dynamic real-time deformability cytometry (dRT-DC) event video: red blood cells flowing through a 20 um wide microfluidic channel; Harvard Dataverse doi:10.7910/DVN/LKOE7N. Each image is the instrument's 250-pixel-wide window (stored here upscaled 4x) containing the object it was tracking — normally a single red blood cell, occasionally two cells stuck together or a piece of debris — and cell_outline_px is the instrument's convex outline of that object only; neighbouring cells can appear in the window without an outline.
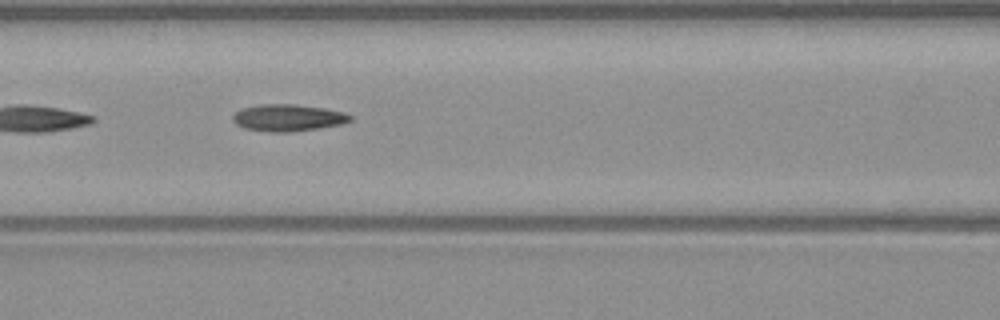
{"species": "common noctule bat (a hibernating species)", "species_latin": "Nyctalus noctula", "temperature_condition": "warm", "stored_images_in_passage": 7, "camera_frame_rate_fps": 3000, "um_per_image_px": 0.085, "animal": {"sex": "male", "body_mass_g": 23.1, "forearm_length_mm": 52.7}, "frame": {"image": 1, "passage_image": 6, "time_ms": 6.667, "image_size_px": [1000, 320], "cell_outline_px": [[352, 120], [340, 124], [320, 128], [288, 132], [272, 132], [244, 128], [236, 124], [232, 120], [232, 116], [240, 108], [260, 104], [296, 104], [324, 108], [344, 112], [352, 116]], "centroid_in_image_um": [24.46, 10.0], "position_along_channel_um": 142.1, "area_um2": 18.44}}
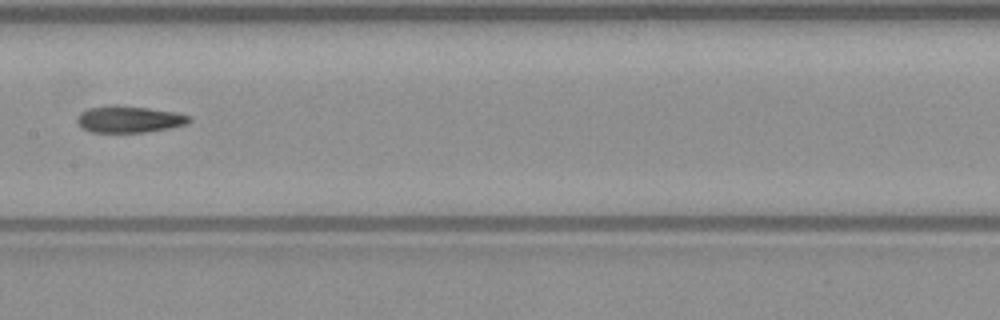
{"frame": {"image": 2, "passage_image": 7, "time_ms": 8.0, "image_size_px": [1000, 320], "cell_outline_px": [[192, 120], [188, 124], [168, 128], [144, 132], [92, 132], [84, 128], [76, 120], [80, 112], [88, 108], [108, 104], [112, 104], [148, 108], [176, 112], [192, 116]], "centroid_in_image_um": [11.0, 10.12], "position_along_channel_um": 196.4, "area_um2": 17.51}}